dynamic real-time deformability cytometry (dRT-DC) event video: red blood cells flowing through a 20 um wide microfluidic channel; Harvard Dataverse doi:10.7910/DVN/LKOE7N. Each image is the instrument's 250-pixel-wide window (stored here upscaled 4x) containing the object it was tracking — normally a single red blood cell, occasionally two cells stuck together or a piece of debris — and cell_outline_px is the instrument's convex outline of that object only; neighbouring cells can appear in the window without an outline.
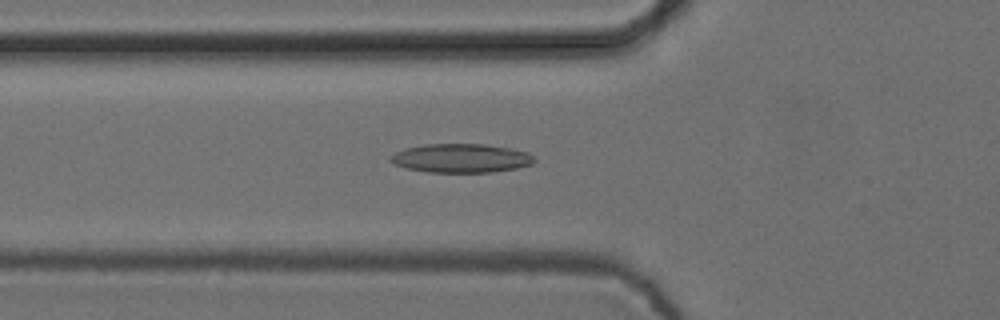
{"species": "common noctule bat (a hibernating species)", "species_latin": "Nyctalus noctula", "temperature_condition": "cold", "stored_images_in_passage": 54, "camera_frame_rate_fps": 3000, "um_per_image_px": 0.085, "animal": {"sex": "female", "body_mass_g": 24.6, "forearm_length_mm": 56.2}, "frame": {"image": 1, "passage_image": 19, "time_ms": 6.0, "image_size_px": [1000, 320], "cell_outline_px": [[536, 160], [532, 164], [516, 168], [492, 172], [428, 172], [404, 168], [388, 160], [388, 156], [404, 148], [424, 144], [484, 144], [508, 148], [528, 152]], "centroid_in_image_um": [39.15, 13.44], "position_along_channel_um": 86.7, "area_um2": 24.22}}
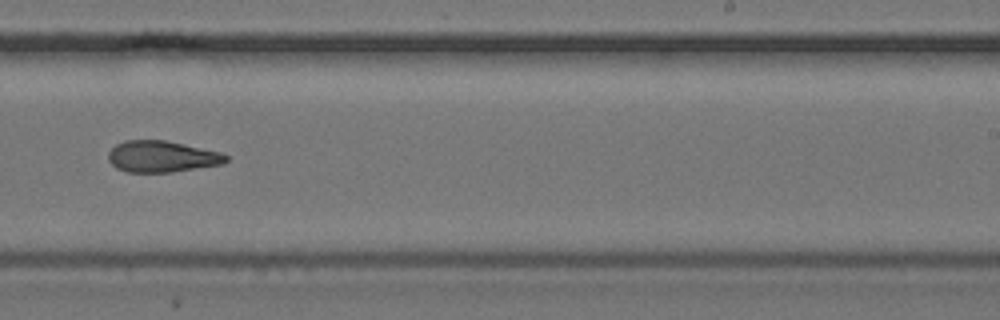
{"frame": {"image": 2, "passage_image": 34, "time_ms": 11.0, "image_size_px": [1000, 320], "cell_outline_px": [[228, 160], [224, 164], [172, 172], [128, 172], [116, 168], [108, 160], [108, 152], [116, 144], [124, 140], [164, 140], [220, 152], [228, 156]], "centroid_in_image_um": [13.75, 13.31], "position_along_channel_um": 275.3, "area_um2": 21.5}}
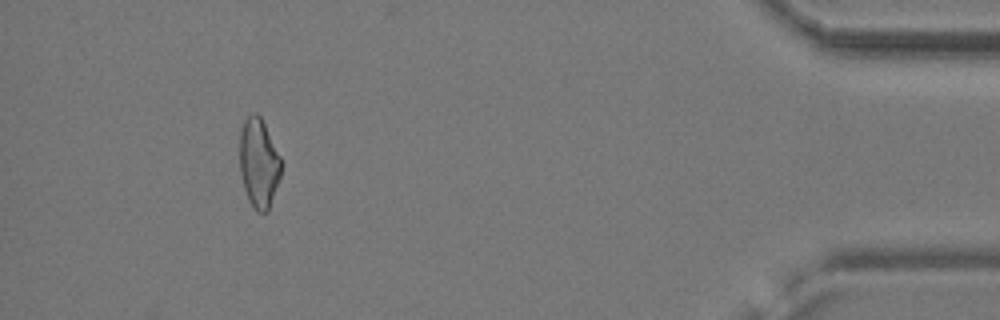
{"frame": {"image": 3, "passage_image": 50, "time_ms": 16.333, "image_size_px": [1000, 320], "cell_outline_px": [[280, 176], [268, 212], [256, 212], [248, 200], [244, 188], [240, 172], [240, 132], [244, 120], [252, 112], [256, 112], [260, 116], [280, 156]], "centroid_in_image_um": [21.98, 13.87], "position_along_channel_um": 413.2, "area_um2": 21.39}, "authors_computed_cell_mechanics": {"area_um2": 22.5998, "velocity_mm_per_s": 3.7634, "shape_relaxation_time_tau1_ms": null, "shape_relaxation_time_tau2_ms": 6.2349, "deformation_change_tau1": null, "deformation_change_tau2": 0.1721}}